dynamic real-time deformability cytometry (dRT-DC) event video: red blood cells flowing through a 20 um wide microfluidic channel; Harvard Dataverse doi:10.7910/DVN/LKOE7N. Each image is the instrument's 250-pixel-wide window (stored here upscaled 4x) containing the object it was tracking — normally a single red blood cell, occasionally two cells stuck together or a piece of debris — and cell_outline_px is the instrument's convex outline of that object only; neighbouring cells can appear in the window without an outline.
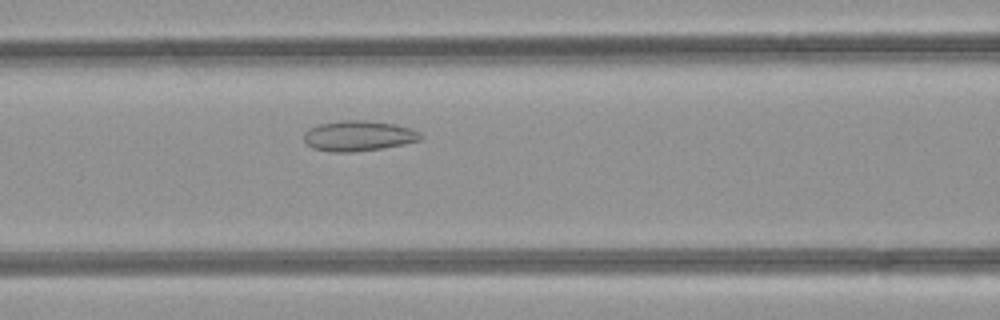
{"species": "common noctule bat (a hibernating species)", "species_latin": "Nyctalus noctula", "temperature_condition": "room temperature", "stored_images_in_passage": 44, "camera_frame_rate_fps": 3000, "um_per_image_px": 0.085, "animal": {"sex": "female", "body_mass_g": 21.9}, "frame": {"image": 1, "passage_image": 16, "time_ms": 5.0, "image_size_px": [1000, 320], "cell_outline_px": [[424, 136], [420, 140], [380, 148], [352, 152], [332, 152], [312, 148], [304, 140], [304, 132], [308, 128], [320, 124], [344, 120], [368, 120], [396, 124], [412, 128], [420, 132]], "centroid_in_image_um": [30.47, 11.53], "position_along_channel_um": 136.1, "area_um2": 20.63}}
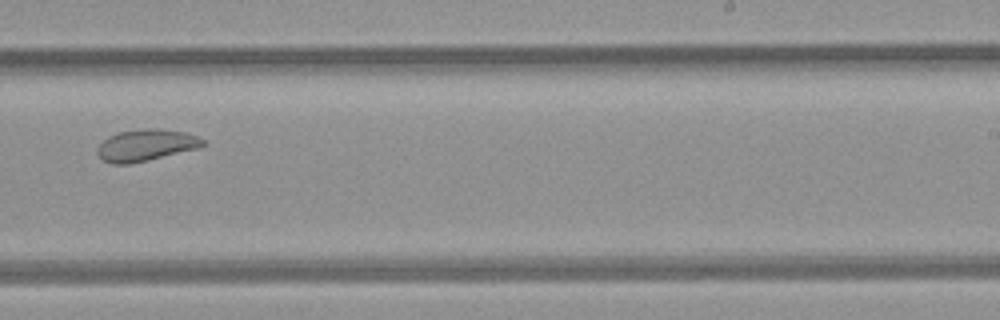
{"frame": {"image": 2, "passage_image": 26, "time_ms": 8.333, "image_size_px": [1000, 320], "cell_outline_px": [[208, 144], [200, 148], [148, 160], [128, 164], [112, 164], [104, 160], [96, 152], [96, 148], [108, 136], [120, 132], [144, 128], [156, 128], [188, 132], [204, 140]], "centroid_in_image_um": [12.45, 12.33], "position_along_channel_um": 276.6, "area_um2": 19.59}}
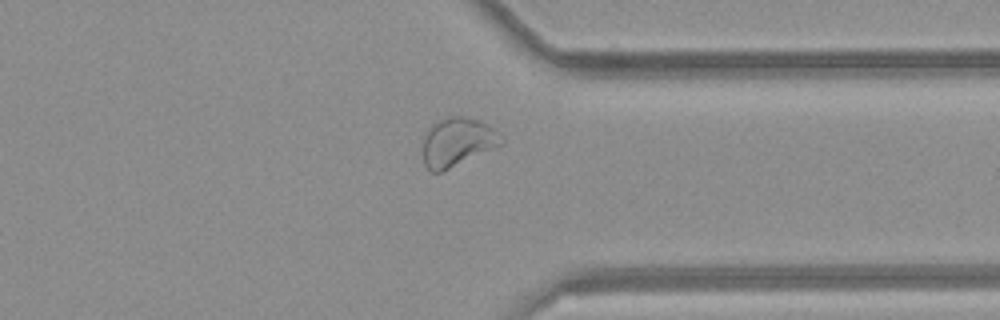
{"frame": {"image": 3, "passage_image": 33, "time_ms": 10.667, "image_size_px": [1000, 320], "cell_outline_px": [[504, 144], [440, 172], [432, 172], [424, 164], [424, 132], [436, 120], [448, 116], [464, 116], [480, 120], [488, 124], [504, 140]], "centroid_in_image_um": [38.87, 12.04], "position_along_channel_um": 372.5, "area_um2": 22.2}, "authors_computed_cell_mechanics": {"area_um2": 23.8425, "velocity_mm_per_s": 4.2206, "shape_relaxation_time_tau1_ms": null, "shape_relaxation_time_tau2_ms": 1.3722, "deformation_change_tau1": null, "deformation_change_tau2": 0.0719}}